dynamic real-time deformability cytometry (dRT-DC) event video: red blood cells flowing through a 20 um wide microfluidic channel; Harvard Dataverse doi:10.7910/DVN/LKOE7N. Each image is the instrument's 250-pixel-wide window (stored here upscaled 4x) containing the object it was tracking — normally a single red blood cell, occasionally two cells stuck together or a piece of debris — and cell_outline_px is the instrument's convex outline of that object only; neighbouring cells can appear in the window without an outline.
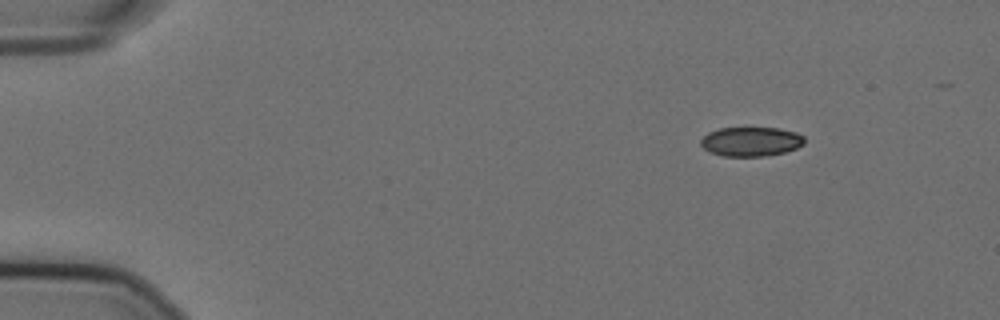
{"species": "Egyptian fruit bat (a non-hibernating species)", "species_latin": "Rousettus aegyptiacus", "temperature_condition": "cold", "stored_images_in_passage": 49, "camera_frame_rate_fps": 3000, "um_per_image_px": 0.085, "animal": {"sex": "female"}, "frame": {"image": 1, "passage_image": 1, "time_ms": 0.0, "image_size_px": [1000, 320], "cell_outline_px": [[804, 144], [796, 148], [784, 152], [764, 156], [724, 156], [712, 152], [704, 148], [700, 144], [700, 140], [708, 132], [720, 128], [780, 128], [796, 132], [804, 136]], "centroid_in_image_um": [63.85, 12.02], "position_along_channel_um": 21.2, "area_um2": 17.63}}
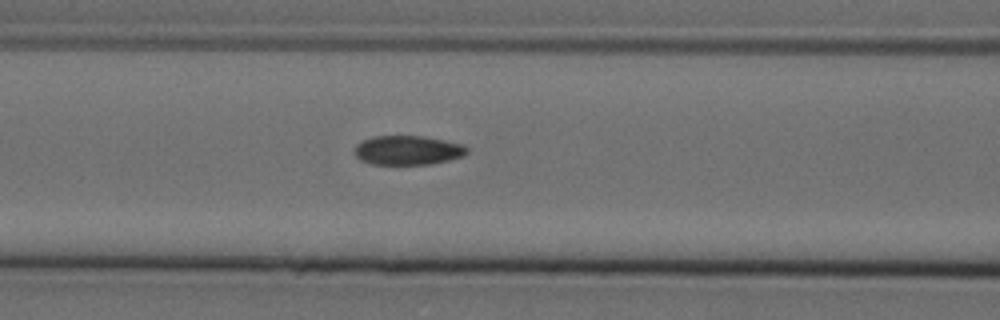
{"frame": {"image": 2, "passage_image": 18, "time_ms": 5.667, "image_size_px": [1000, 320], "cell_outline_px": [[468, 152], [464, 156], [432, 164], [372, 164], [360, 160], [356, 156], [356, 144], [372, 136], [424, 136], [464, 144], [468, 148]], "centroid_in_image_um": [34.7, 12.77], "position_along_channel_um": 131.9, "area_um2": 19.19}}
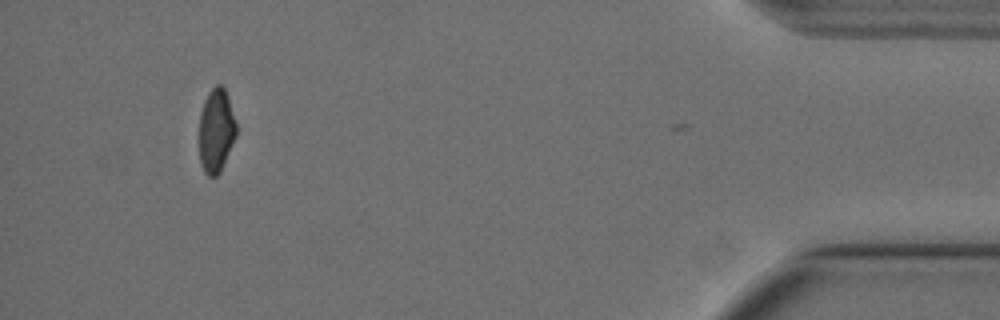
{"frame": {"image": 3, "passage_image": 47, "time_ms": 15.333, "image_size_px": [1000, 320], "cell_outline_px": [[236, 136], [220, 172], [216, 176], [208, 176], [204, 172], [200, 164], [200, 112], [204, 100], [208, 92], [216, 84], [220, 84], [224, 88], [228, 96], [236, 120]], "centroid_in_image_um": [18.38, 11.08], "position_along_channel_um": 416.8, "area_um2": 18.15}, "authors_computed_cell_mechanics": {"area_um2": 19.7098, "velocity_mm_per_s": 3.6036, "shape_relaxation_time_tau1_ms": 7.0548, "shape_relaxation_time_tau2_ms": 2.184, "deformation_change_tau1": 0.1391, "deformation_change_tau2": 0.0511}}